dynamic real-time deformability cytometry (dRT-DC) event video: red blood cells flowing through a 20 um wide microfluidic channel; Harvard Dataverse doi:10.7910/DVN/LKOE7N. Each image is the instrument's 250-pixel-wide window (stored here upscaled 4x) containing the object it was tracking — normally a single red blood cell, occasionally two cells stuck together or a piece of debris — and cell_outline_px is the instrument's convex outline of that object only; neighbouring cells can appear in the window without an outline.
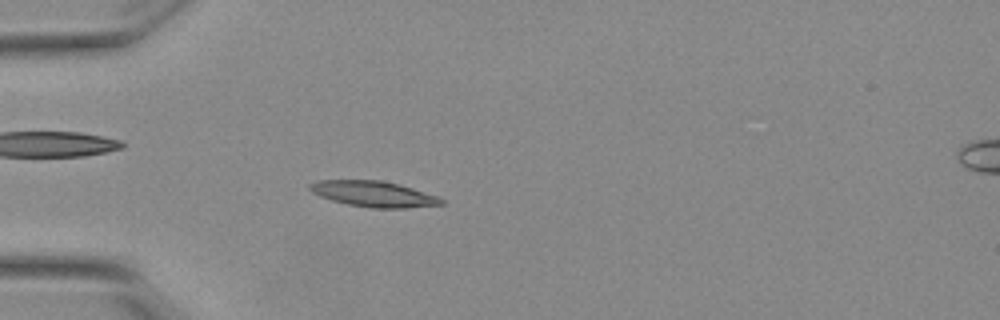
{"species": "Egyptian fruit bat (a non-hibernating species)", "species_latin": "Rousettus aegyptiacus", "temperature_condition": "warm", "stored_images_in_passage": 43, "camera_frame_rate_fps": 3000, "um_per_image_px": 0.085, "animal": {"sex": "female"}, "frame": {"image": 1, "passage_image": 5, "time_ms": 1.333, "image_size_px": [1000, 320], "cell_outline_px": [[444, 204], [404, 208], [372, 208], [348, 204], [332, 200], [320, 196], [312, 192], [308, 188], [308, 184], [320, 180], [380, 180], [400, 184], [436, 196], [444, 200]], "centroid_in_image_um": [31.74, 16.48], "position_along_channel_um": 53.3, "area_um2": 19.59}}
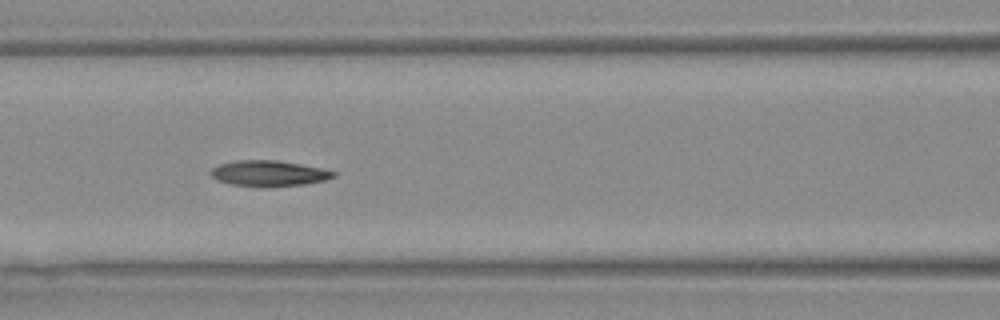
{"frame": {"image": 2, "passage_image": 13, "time_ms": 4.0, "image_size_px": [1000, 320], "cell_outline_px": [[336, 176], [324, 180], [304, 184], [264, 188], [256, 188], [232, 184], [216, 180], [208, 172], [212, 168], [220, 164], [236, 160], [276, 160], [300, 164], [320, 168], [336, 172]], "centroid_in_image_um": [22.8, 14.75], "position_along_channel_um": 143.8, "area_um2": 18.61}}
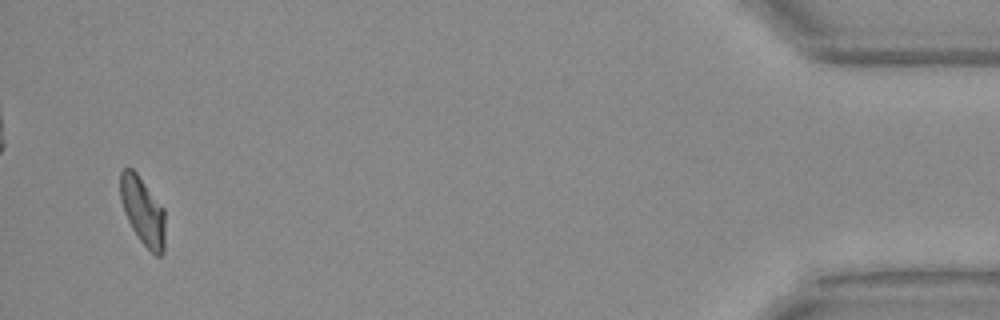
{"frame": {"image": 3, "passage_image": 41, "time_ms": 13.333, "image_size_px": [1000, 320], "cell_outline_px": [[164, 252], [160, 256], [156, 256], [140, 240], [132, 228], [124, 212], [120, 200], [120, 172], [124, 168], [132, 168], [136, 172], [164, 208]], "centroid_in_image_um": [12.13, 17.92], "position_along_channel_um": 423.1, "area_um2": 17.63}, "authors_computed_cell_mechanics": {"area_um2": 18.2648, "velocity_mm_per_s": 3.8323, "shape_relaxation_time_tau1_ms": 10.2086, "shape_relaxation_time_tau2_ms": 3.2396, "deformation_change_tau1": 0.2395, "deformation_change_tau2": 0.0998}}